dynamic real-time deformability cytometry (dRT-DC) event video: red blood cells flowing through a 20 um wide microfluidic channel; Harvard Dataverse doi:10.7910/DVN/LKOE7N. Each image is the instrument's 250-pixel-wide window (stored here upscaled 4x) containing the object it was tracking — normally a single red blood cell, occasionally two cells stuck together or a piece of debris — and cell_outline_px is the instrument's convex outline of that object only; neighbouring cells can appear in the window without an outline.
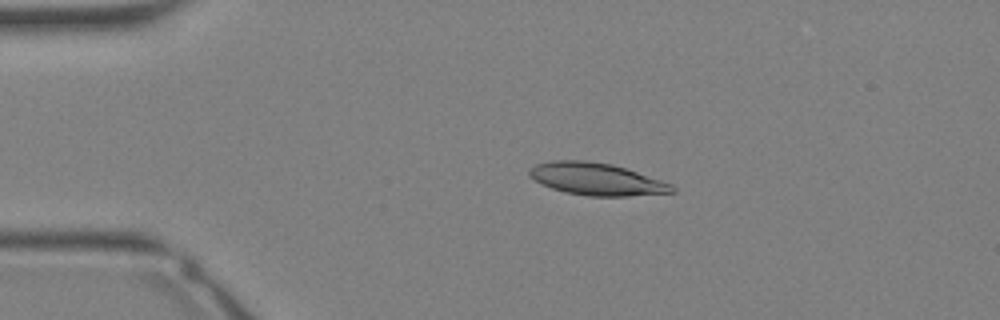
{"species": "Egyptian fruit bat (a non-hibernating species)", "species_latin": "Rousettus aegyptiacus", "temperature_condition": "warm", "stored_images_in_passage": 31, "camera_frame_rate_fps": 3000, "um_per_image_px": 0.085, "animal": {"sex": "female"}, "frame": {"image": 1, "passage_image": 4, "time_ms": 1.0, "image_size_px": [1000, 320], "cell_outline_px": [[676, 192], [628, 196], [588, 196], [564, 192], [552, 188], [536, 180], [528, 172], [528, 168], [536, 164], [552, 160], [588, 160], [612, 164], [672, 184], [676, 188]], "centroid_in_image_um": [50.7, 15.22], "position_along_channel_um": 34.3, "area_um2": 26.65}}
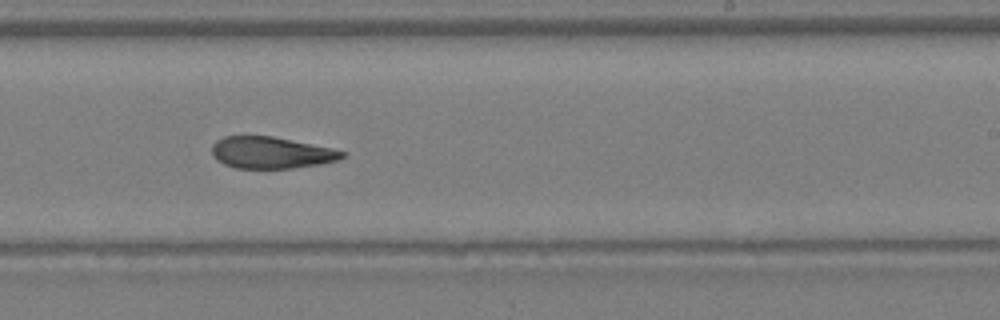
{"frame": {"image": 2, "passage_image": 18, "time_ms": 5.667, "image_size_px": [1000, 320], "cell_outline_px": [[344, 156], [336, 160], [320, 164], [292, 168], [236, 168], [224, 164], [216, 160], [212, 156], [212, 144], [216, 140], [224, 136], [272, 136], [332, 148], [344, 152]], "centroid_in_image_um": [22.99, 12.97], "position_along_channel_um": 266.0, "area_um2": 23.93}}
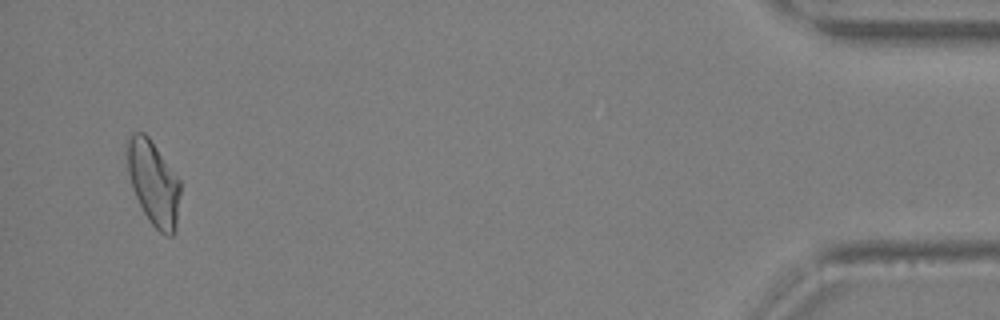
{"frame": {"image": 3, "passage_image": 30, "time_ms": 9.667, "image_size_px": [1000, 320], "cell_outline_px": [[180, 192], [176, 232], [172, 236], [164, 236], [148, 220], [132, 188], [128, 172], [128, 140], [132, 132], [144, 132], [148, 136], [180, 180]], "centroid_in_image_um": [13.07, 15.59], "position_along_channel_um": 422.1, "area_um2": 25.89}}